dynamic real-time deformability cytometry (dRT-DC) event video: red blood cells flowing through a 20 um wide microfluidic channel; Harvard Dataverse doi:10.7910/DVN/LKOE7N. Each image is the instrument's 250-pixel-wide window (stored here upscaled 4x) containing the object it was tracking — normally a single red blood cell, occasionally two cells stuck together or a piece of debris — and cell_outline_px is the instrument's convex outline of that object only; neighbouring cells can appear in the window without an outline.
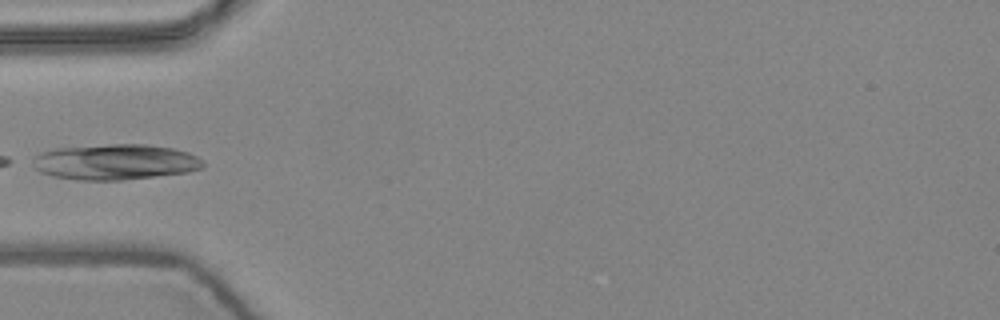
{"species": "common noctule bat (a hibernating species)", "species_latin": "Nyctalus noctula", "temperature_condition": "warm", "stored_images_in_passage": 6, "camera_frame_rate_fps": 3000, "um_per_image_px": 0.085, "animal": {"sex": "female", "body_mass_g": 24.6, "forearm_length_mm": 56.2}, "frame": {"image": 1, "passage_image": 6, "time_ms": 1.667, "image_size_px": [1000, 320], "cell_outline_px": [[204, 168], [188, 172], [120, 180], [76, 180], [52, 176], [40, 172], [28, 160], [40, 152], [56, 148], [108, 144], [144, 144], [172, 148], [188, 152], [204, 160]], "centroid_in_image_um": [9.76, 13.76], "position_along_channel_um": 75.2, "area_um2": 35.6}}